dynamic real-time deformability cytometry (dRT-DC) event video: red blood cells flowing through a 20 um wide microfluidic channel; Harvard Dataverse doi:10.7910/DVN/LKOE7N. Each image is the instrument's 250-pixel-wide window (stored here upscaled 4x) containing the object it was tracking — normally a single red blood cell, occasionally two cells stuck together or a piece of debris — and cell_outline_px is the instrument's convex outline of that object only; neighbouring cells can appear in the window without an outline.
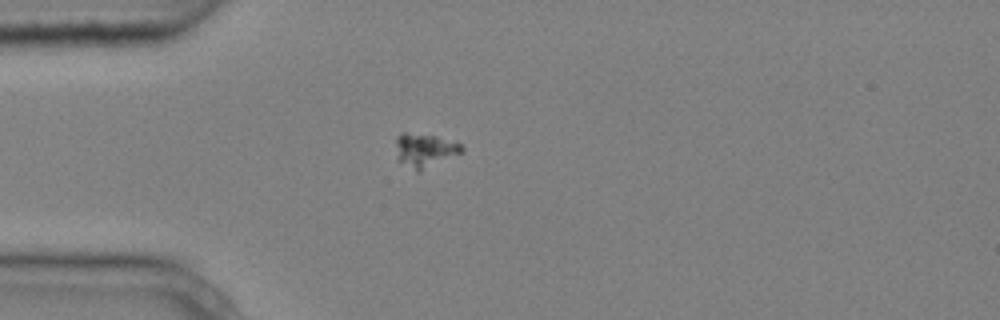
{"species": "common noctule bat (a hibernating species)", "species_latin": "Nyctalus noctula", "temperature_condition": "cold", "stored_images_in_passage": 6, "camera_frame_rate_fps": 3000, "um_per_image_px": 0.085, "animal": {"sex": "male", "body_mass_g": 20.4}, "frame": {"image": 1, "passage_image": 3, "time_ms": 0.667, "image_size_px": [1000, 320], "cell_outline_px": [[464, 152], [420, 172], [416, 172], [396, 160], [396, 136], [400, 132], [404, 132], [436, 136], [456, 140], [464, 148]], "centroid_in_image_um": [36.11, 12.78], "position_along_channel_um": 48.9, "area_um2": 13.53}}
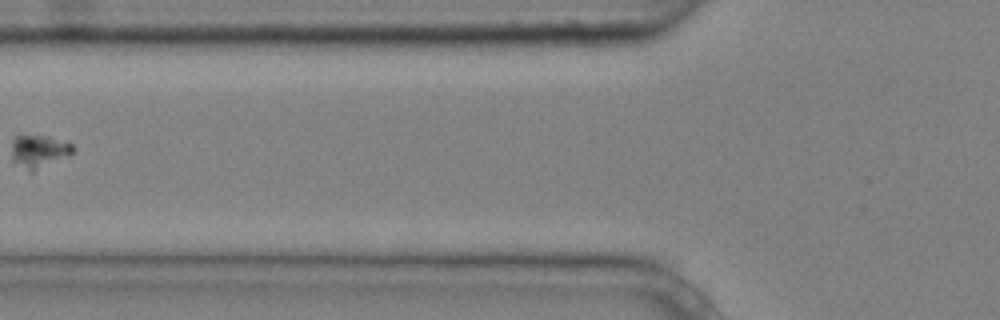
{"frame": {"image": 2, "passage_image": 5, "time_ms": 1.333, "image_size_px": [1000, 320], "cell_outline_px": [[76, 148], [68, 156], [32, 172], [12, 160], [12, 140], [20, 132], [44, 136], [72, 144]], "centroid_in_image_um": [3.27, 12.81], "position_along_channel_um": 122.5, "area_um2": 11.79}}